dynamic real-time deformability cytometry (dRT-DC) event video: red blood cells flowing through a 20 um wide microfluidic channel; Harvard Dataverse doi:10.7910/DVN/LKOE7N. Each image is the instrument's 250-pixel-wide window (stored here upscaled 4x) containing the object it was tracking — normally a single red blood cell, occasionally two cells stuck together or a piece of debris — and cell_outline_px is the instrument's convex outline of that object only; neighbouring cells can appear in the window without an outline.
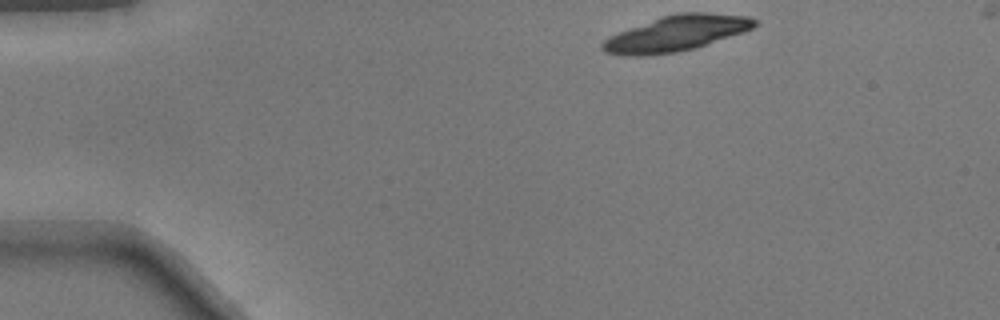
{"species": "common noctule bat (a hibernating species)", "species_latin": "Nyctalus noctula", "temperature_condition": "warm", "stored_images_in_passage": 43, "segment_of_instrument_passage": [1, 2], "camera_frame_rate_fps": 3000, "um_per_image_px": 0.085, "animal": {"sex": "male", "body_mass_g": 17.9}, "frame": {"image": 1, "passage_image": 1, "time_ms": 0.0, "image_size_px": [1000, 320], "cell_outline_px": [[756, 24], [752, 28], [744, 32], [696, 48], [676, 52], [644, 56], [624, 56], [604, 52], [600, 48], [600, 44], [608, 36], [660, 16], [676, 12], [704, 12], [748, 16], [756, 20]], "centroid_in_image_um": [57.44, 2.84], "position_along_channel_um": 27.6, "area_um2": 31.79}}
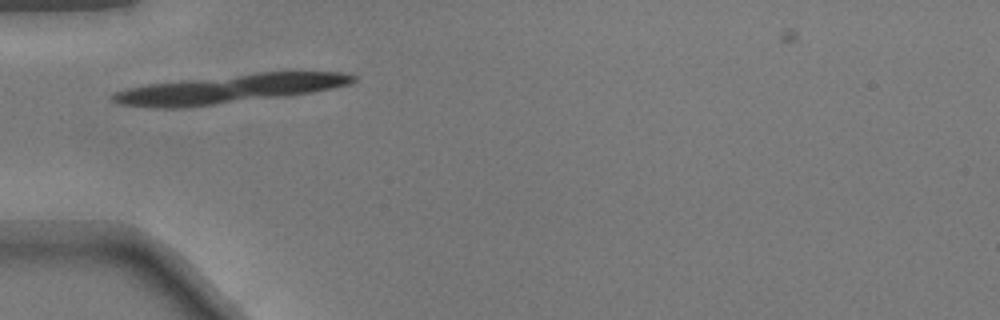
{"frame": {"image": 2, "passage_image": 9, "time_ms": 2.667, "image_size_px": [1000, 320], "cell_outline_px": [[356, 80], [352, 84], [312, 92], [288, 96], [184, 108], [156, 108], [120, 104], [112, 100], [108, 96], [116, 92], [128, 88], [148, 84], [256, 72], [348, 72], [356, 76]], "centroid_in_image_um": [19.54, 7.56], "position_along_channel_um": 65.5, "area_um2": 40.23}}